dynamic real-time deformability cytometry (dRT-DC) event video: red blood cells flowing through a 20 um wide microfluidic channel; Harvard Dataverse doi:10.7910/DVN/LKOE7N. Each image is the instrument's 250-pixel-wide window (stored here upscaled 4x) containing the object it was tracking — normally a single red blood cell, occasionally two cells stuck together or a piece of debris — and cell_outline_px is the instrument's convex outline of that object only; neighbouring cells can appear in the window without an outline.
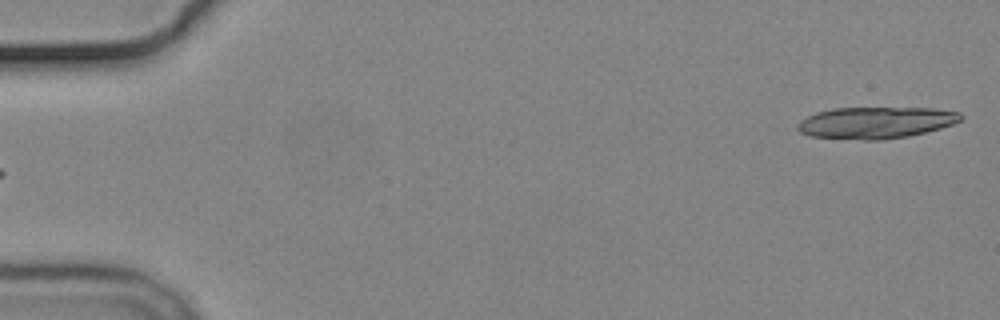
{"species": "common noctule bat (a hibernating species)", "species_latin": "Nyctalus noctula", "temperature_condition": "cold", "stored_images_in_passage": 2, "camera_frame_rate_fps": 3000, "um_per_image_px": 0.085, "animal": {"sex": "male", "body_mass_g": 19.2, "forearm_length_mm": 51.8}, "frame": {"image": 1, "passage_image": 2, "time_ms": 2.333, "image_size_px": [1000, 320], "cell_outline_px": [[964, 116], [960, 120], [952, 124], [940, 128], [908, 136], [880, 140], [864, 140], [812, 136], [800, 132], [796, 128], [796, 124], [800, 120], [816, 112], [832, 108], [932, 108], [960, 112]], "centroid_in_image_um": [74.42, 10.42], "position_along_channel_um": 10.6, "area_um2": 30.0}}